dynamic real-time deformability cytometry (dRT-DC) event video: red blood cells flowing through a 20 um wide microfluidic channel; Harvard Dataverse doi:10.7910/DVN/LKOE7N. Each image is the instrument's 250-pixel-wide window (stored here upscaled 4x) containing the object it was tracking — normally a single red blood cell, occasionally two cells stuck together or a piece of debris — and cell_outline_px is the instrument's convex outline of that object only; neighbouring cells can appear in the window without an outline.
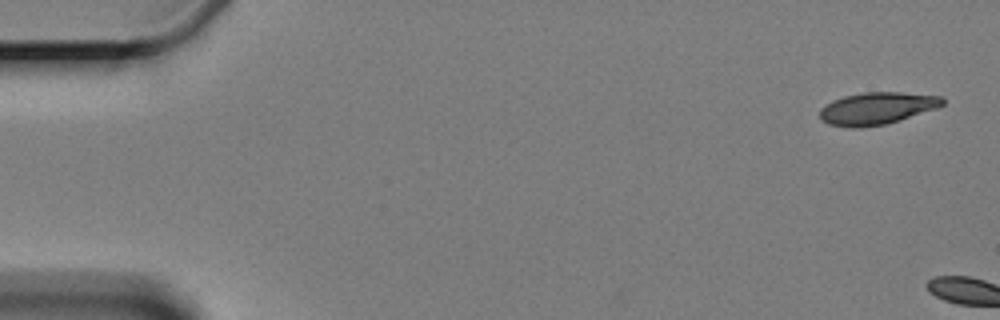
{"species": "Egyptian fruit bat (a non-hibernating species)", "species_latin": "Rousettus aegyptiacus", "temperature_condition": "cold", "stored_images_in_passage": 12, "camera_frame_rate_fps": 3000, "um_per_image_px": 0.085, "animal": {"sex": "female"}, "frame": {"image": 1, "passage_image": 1, "time_ms": 0.0, "image_size_px": [1000, 320], "cell_outline_px": [[944, 104], [936, 108], [900, 120], [884, 124], [860, 128], [852, 128], [828, 124], [820, 120], [820, 108], [832, 100], [844, 96], [864, 92], [900, 92], [944, 96]], "centroid_in_image_um": [74.52, 9.21], "position_along_channel_um": 10.5, "area_um2": 23.12}}
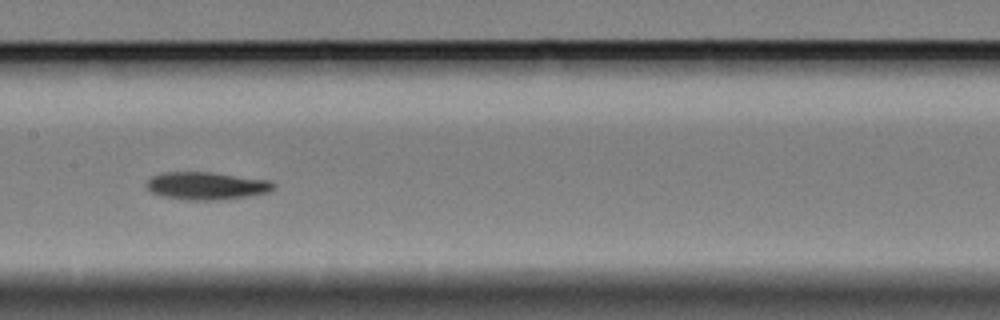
{"frame": {"image": 2, "passage_image": 9, "time_ms": 11.0, "image_size_px": [1000, 320], "cell_outline_px": [[276, 188], [268, 192], [248, 196], [224, 200], [188, 200], [160, 196], [152, 192], [144, 184], [152, 176], [164, 172], [212, 172], [268, 180], [276, 184]], "centroid_in_image_um": [17.55, 15.8], "position_along_channel_um": 189.8, "area_um2": 20.63}}
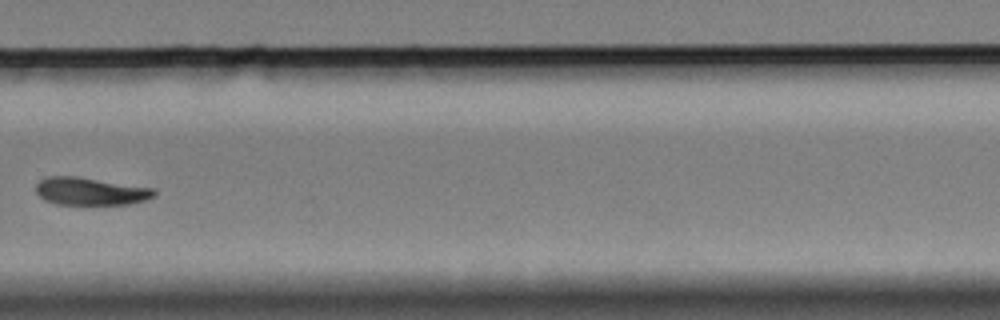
{"frame": {"image": 3, "passage_image": 12, "time_ms": 15.0, "image_size_px": [1000, 320], "cell_outline_px": [[156, 196], [144, 200], [128, 204], [88, 208], [84, 208], [56, 204], [44, 200], [36, 192], [36, 184], [40, 180], [48, 176], [76, 176], [156, 188]], "centroid_in_image_um": [7.7, 16.32], "position_along_channel_um": 322.1, "area_um2": 20.23}}